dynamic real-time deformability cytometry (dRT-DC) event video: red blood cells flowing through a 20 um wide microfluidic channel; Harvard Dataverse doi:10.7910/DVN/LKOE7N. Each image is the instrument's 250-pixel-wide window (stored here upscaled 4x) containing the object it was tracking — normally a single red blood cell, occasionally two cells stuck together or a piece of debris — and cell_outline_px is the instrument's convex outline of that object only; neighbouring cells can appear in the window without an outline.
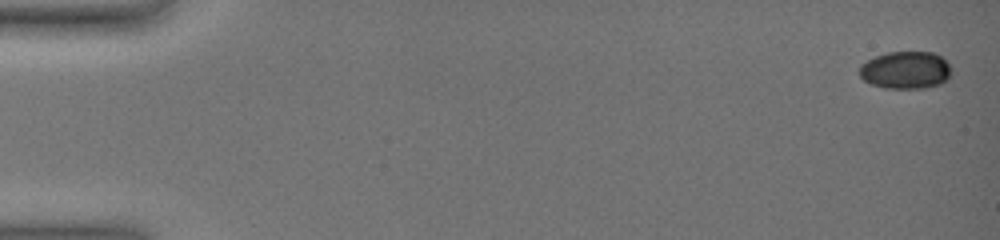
{"species": "common noctule bat (a hibernating species)", "species_latin": "Nyctalus noctula", "temperature_condition": "warm", "stored_images_in_passage": 8, "camera_frame_rate_fps": 3000, "um_per_image_px": 0.085, "animal": {"sex": "female", "body_mass_g": 19.0, "forearm_length_mm": 51.5}, "frame": {"image": 1, "passage_image": 1, "time_ms": 0.0, "image_size_px": [1000, 240], "cell_outline_px": [[948, 80], [940, 84], [928, 88], [884, 88], [872, 84], [864, 80], [860, 76], [860, 64], [876, 56], [888, 52], [932, 52], [940, 56], [948, 64]], "centroid_in_image_um": [76.95, 5.97], "position_along_channel_um": 8.0, "area_um2": 19.88}}
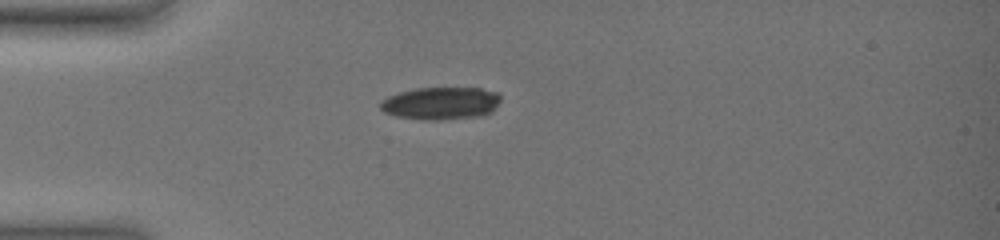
{"frame": {"image": 2, "passage_image": 6, "time_ms": 5.333, "image_size_px": [1000, 240], "cell_outline_px": [[500, 100], [492, 112], [480, 116], [444, 120], [424, 120], [396, 116], [384, 112], [380, 108], [380, 100], [388, 96], [400, 92], [416, 88], [480, 88], [500, 92]], "centroid_in_image_um": [37.48, 8.78], "position_along_channel_um": 47.5, "area_um2": 23.06}}
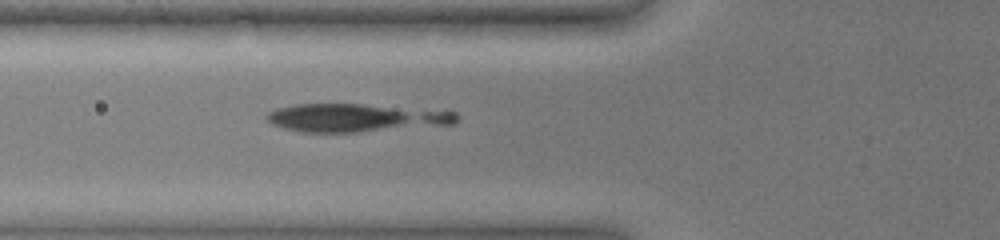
{"frame": {"image": 3, "passage_image": 8, "time_ms": 7.333, "image_size_px": [1000, 240], "cell_outline_px": [[460, 116], [456, 124], [360, 132], [304, 132], [284, 128], [272, 124], [264, 116], [268, 112], [276, 108], [296, 104], [364, 104], [456, 112]], "centroid_in_image_um": [30.25, 10.01], "position_along_channel_um": 95.5, "area_um2": 31.15}}